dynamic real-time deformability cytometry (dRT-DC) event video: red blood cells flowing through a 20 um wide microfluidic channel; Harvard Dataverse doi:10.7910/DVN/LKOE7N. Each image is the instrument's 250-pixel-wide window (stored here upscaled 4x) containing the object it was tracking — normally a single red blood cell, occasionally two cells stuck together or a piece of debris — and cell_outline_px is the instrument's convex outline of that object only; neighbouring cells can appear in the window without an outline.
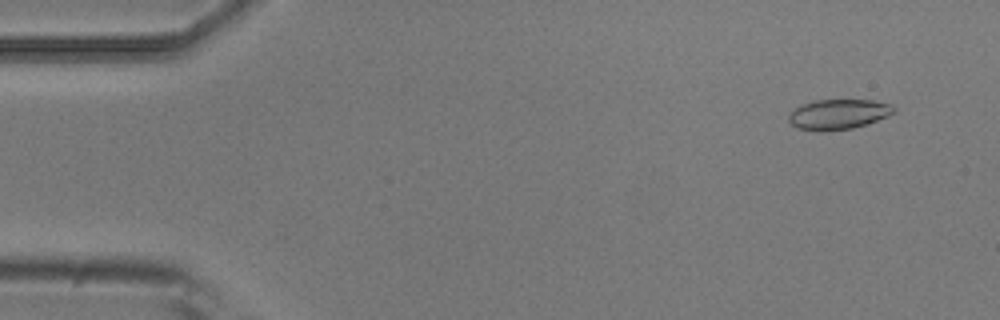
{"species": "common noctule bat (a hibernating species)", "species_latin": "Nyctalus noctula", "temperature_condition": "room temperature", "stored_images_in_passage": 6, "camera_frame_rate_fps": 3000, "um_per_image_px": 0.085, "animal": {"sex": "male", "body_mass_g": 20.5, "forearm_length_mm": 52.5}, "frame": {"image": 1, "passage_image": 6, "time_ms": 1.667, "image_size_px": [1000, 320], "cell_outline_px": [[896, 112], [888, 116], [852, 128], [820, 132], [816, 132], [796, 128], [788, 120], [788, 116], [796, 108], [812, 100], [872, 100], [888, 104], [896, 108]], "centroid_in_image_um": [71.24, 9.72], "position_along_channel_um": 13.8, "area_um2": 18.38}}